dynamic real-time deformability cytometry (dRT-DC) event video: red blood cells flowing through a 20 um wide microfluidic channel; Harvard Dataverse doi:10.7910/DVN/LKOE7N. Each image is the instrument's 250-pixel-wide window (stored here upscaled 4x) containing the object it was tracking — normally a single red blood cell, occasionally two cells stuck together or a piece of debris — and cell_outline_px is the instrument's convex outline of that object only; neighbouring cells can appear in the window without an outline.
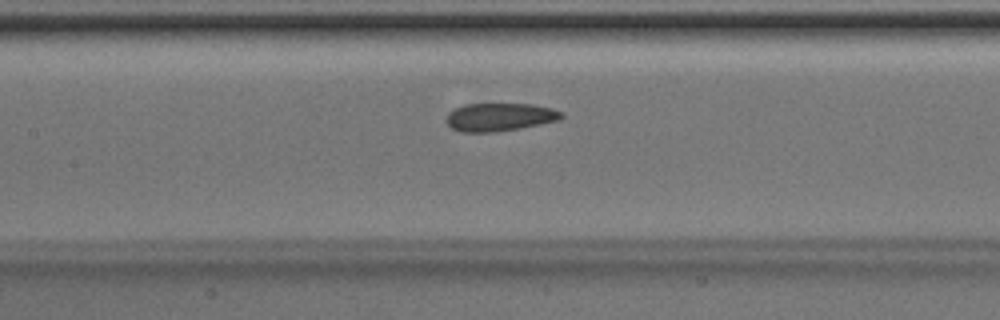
{"species": "Egyptian fruit bat (a non-hibernating species)", "species_latin": "Rousettus aegyptiacus", "temperature_condition": "room temperature", "stored_images_in_passage": 29, "camera_frame_rate_fps": 3000, "um_per_image_px": 0.085, "animal": {"sex": "male"}, "frame": {"image": 1, "passage_image": 9, "time_ms": 2.667, "image_size_px": [1000, 320], "cell_outline_px": [[564, 116], [560, 120], [520, 128], [496, 132], [460, 132], [452, 128], [448, 124], [448, 112], [452, 108], [464, 104], [532, 104], [552, 108], [564, 112]], "centroid_in_image_um": [42.49, 9.94], "position_along_channel_um": 164.9, "area_um2": 18.96}}
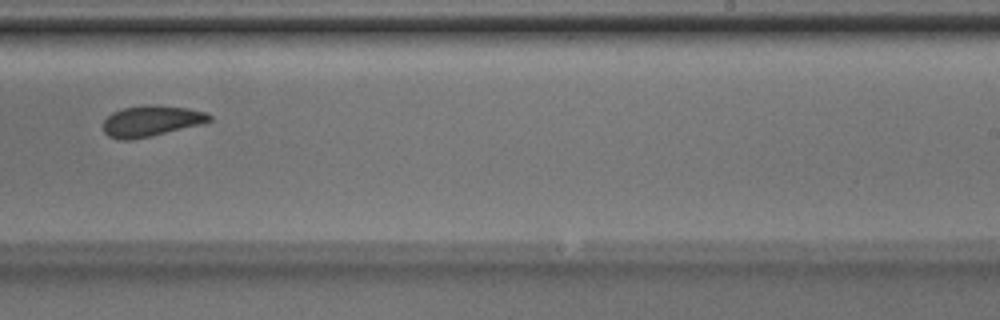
{"frame": {"image": 2, "passage_image": 17, "time_ms": 5.333, "image_size_px": [1000, 320], "cell_outline_px": [[212, 120], [200, 124], [148, 136], [128, 140], [120, 140], [108, 136], [104, 132], [104, 120], [112, 112], [120, 108], [144, 104], [160, 104], [184, 108], [204, 112], [212, 116]], "centroid_in_image_um": [12.8, 10.26], "position_along_channel_um": 276.2, "area_um2": 18.96}}
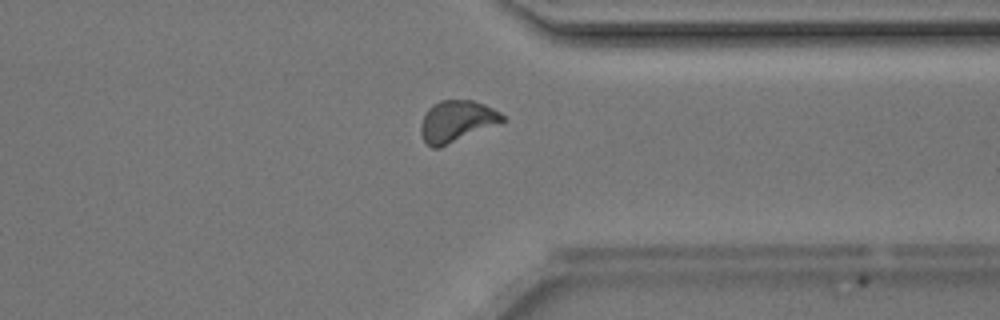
{"frame": {"image": 3, "passage_image": 24, "time_ms": 7.667, "image_size_px": [1000, 320], "cell_outline_px": [[508, 120], [440, 148], [432, 148], [424, 140], [420, 132], [420, 124], [428, 108], [432, 104], [440, 100], [472, 100], [484, 104], [500, 112]], "centroid_in_image_um": [38.82, 10.31], "position_along_channel_um": 372.6, "area_um2": 19.83}}